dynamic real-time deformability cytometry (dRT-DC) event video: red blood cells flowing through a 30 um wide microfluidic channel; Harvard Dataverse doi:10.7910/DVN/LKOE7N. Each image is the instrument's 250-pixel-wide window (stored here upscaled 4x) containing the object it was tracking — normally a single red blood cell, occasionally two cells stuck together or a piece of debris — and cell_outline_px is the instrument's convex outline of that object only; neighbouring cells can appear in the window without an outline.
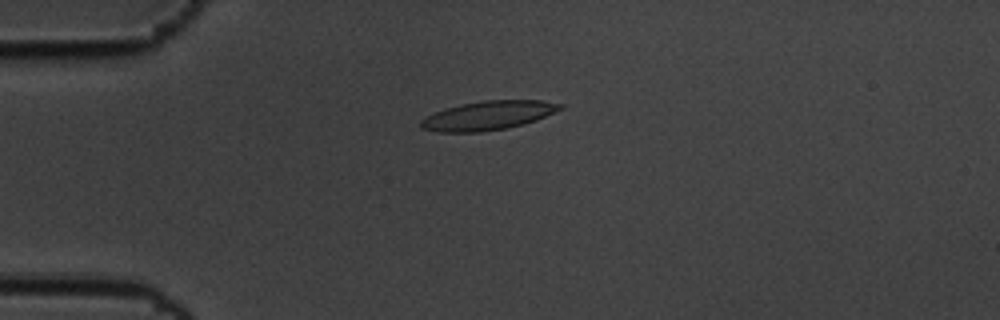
{"species": "common noctule bat (a hibernating species)", "species_latin": "Nyctalus noctula", "temperature_condition": "cold", "stored_images_in_passage": 46, "camera_frame_rate_fps": 3000, "um_per_image_px": 0.085, "animal": {"sex": "male", "body_mass_g": 19.5, "forearm_length_mm": 54.6}, "frame": {"image": 1, "passage_image": 3, "time_ms": 0.667, "image_size_px": [1000, 320], "cell_outline_px": [[564, 108], [536, 120], [524, 124], [504, 128], [480, 132], [436, 132], [420, 128], [420, 120], [424, 116], [460, 104], [484, 100], [544, 100], [564, 104]], "centroid_in_image_um": [41.49, 9.81], "position_along_channel_um": 43.5, "area_um2": 23.58}}
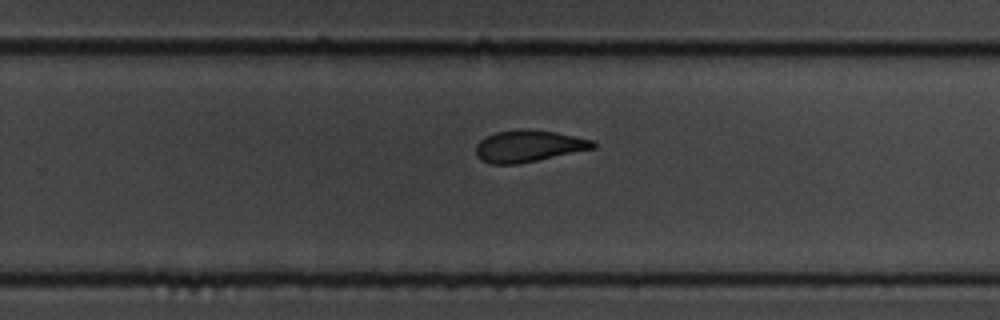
{"frame": {"image": 2, "passage_image": 26, "time_ms": 8.333, "image_size_px": [1000, 320], "cell_outline_px": [[596, 148], [516, 164], [492, 164], [480, 160], [476, 156], [476, 144], [480, 140], [496, 132], [520, 128], [528, 128], [556, 132], [596, 140]], "centroid_in_image_um": [44.94, 12.4], "position_along_channel_um": 284.9, "area_um2": 21.85}}
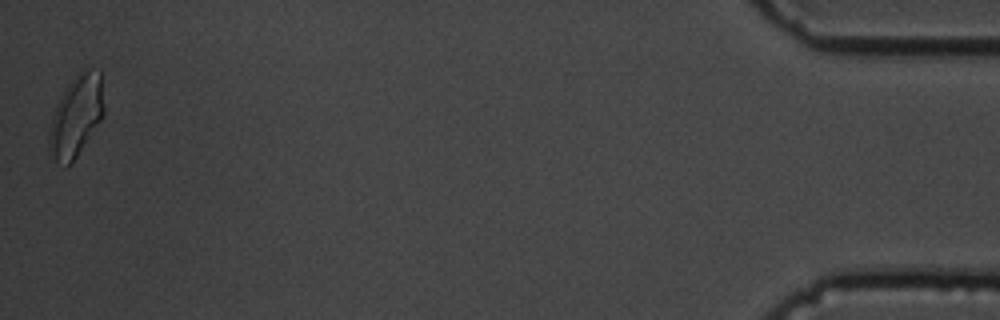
{"frame": {"image": 3, "passage_image": 46, "time_ms": 15.0, "image_size_px": [1000, 320], "cell_outline_px": [[104, 116], [72, 164], [64, 168], [56, 160], [48, 144], [48, 140], [52, 116], [60, 96], [68, 84], [80, 68], [88, 68], [100, 72], [104, 104]], "centroid_in_image_um": [6.49, 9.85], "position_along_channel_um": 428.7, "area_um2": 26.07}, "authors_computed_cell_mechanics": {"area_um2": 22.3108, "velocity_mm_per_s": 3.4637, "shape_relaxation_time_tau1_ms": 3.5003, "shape_relaxation_time_tau2_ms": 2.9106, "deformation_change_tau1": 0.1553, "deformation_change_tau2": 0.1113}}